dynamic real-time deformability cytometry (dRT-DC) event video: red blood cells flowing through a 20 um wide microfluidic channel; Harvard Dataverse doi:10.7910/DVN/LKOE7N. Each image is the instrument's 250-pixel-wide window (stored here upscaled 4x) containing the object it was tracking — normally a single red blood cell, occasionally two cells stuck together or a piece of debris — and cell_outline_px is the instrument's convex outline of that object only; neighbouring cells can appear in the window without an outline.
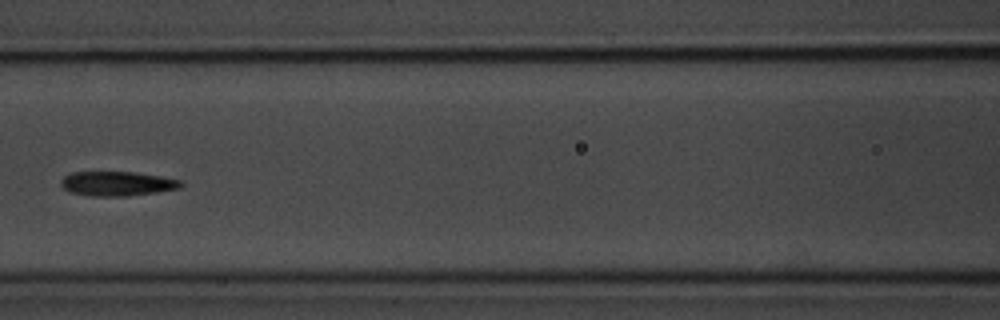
{"species": "common noctule bat (a hibernating species)", "species_latin": "Nyctalus noctula", "temperature_condition": "room temperature", "stored_images_in_passage": 16, "camera_frame_rate_fps": 3000, "um_per_image_px": 0.085, "animal": {"sex": "male", "body_mass_g": 20.1, "forearm_length_mm": 53.5}, "frame": {"image": 1, "passage_image": 7, "time_ms": 8.0, "image_size_px": [1000, 320], "cell_outline_px": [[184, 184], [180, 188], [156, 192], [128, 196], [88, 196], [68, 192], [60, 184], [60, 180], [64, 176], [72, 172], [132, 172], [160, 176], [180, 180]], "centroid_in_image_um": [9.92, 15.61], "position_along_channel_um": 156.7, "area_um2": 17.17}, "authors_computed_cell_mechanics": {"area_um2": 17.051, "velocity_mm_per_s": 3.489, "shape_relaxation_time_tau1_ms": 4.3996, "shape_relaxation_time_tau2_ms": 9.4542, "deformation_change_tau1": 0.1657, "deformation_change_tau2": 0.2179}}